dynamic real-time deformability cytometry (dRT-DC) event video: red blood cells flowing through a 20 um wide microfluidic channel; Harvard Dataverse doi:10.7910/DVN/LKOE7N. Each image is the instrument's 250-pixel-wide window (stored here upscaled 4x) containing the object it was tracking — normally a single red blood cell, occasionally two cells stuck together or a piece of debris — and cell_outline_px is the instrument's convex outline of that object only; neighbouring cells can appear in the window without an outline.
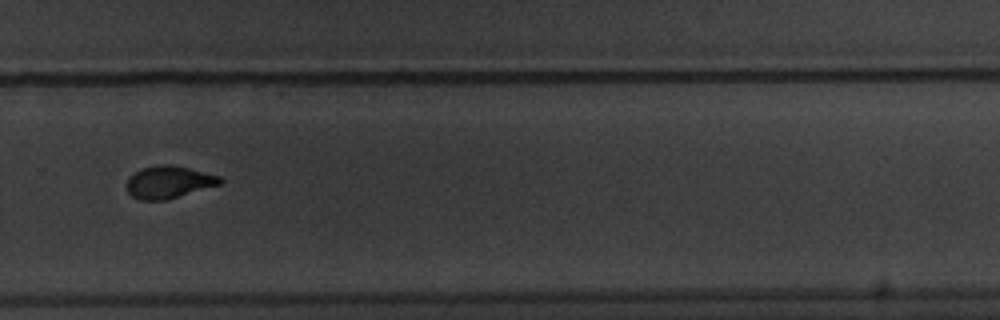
{"species": "common noctule bat (a hibernating species)", "species_latin": "Nyctalus noctula", "temperature_condition": "warm", "stored_images_in_passage": 15, "camera_frame_rate_fps": 3000, "um_per_image_px": 0.085, "animal": {"sex": "male", "body_mass_g": 20.1, "forearm_length_mm": 53.5}, "frame": {"image": 1, "passage_image": 11, "time_ms": 14.667, "image_size_px": [1000, 320], "cell_outline_px": [[224, 180], [220, 184], [164, 200], [140, 200], [132, 196], [128, 192], [128, 176], [140, 168], [168, 164], [188, 168], [220, 176]], "centroid_in_image_um": [14.32, 15.47], "position_along_channel_um": 315.5, "area_um2": 17.28}}
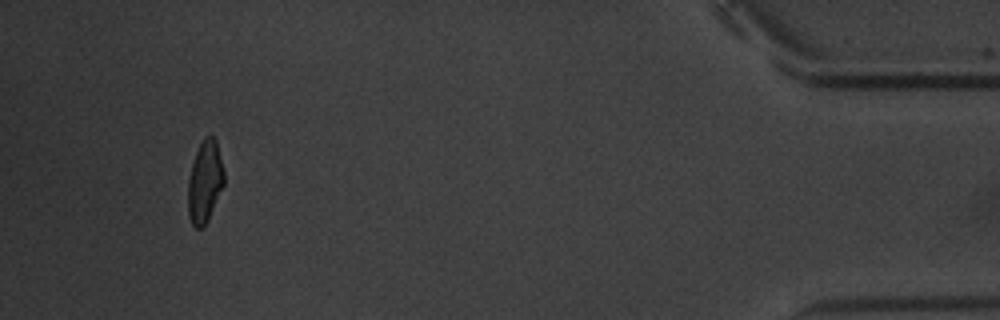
{"frame": {"image": 2, "passage_image": 15, "time_ms": 19.333, "image_size_px": [1000, 320], "cell_outline_px": [[224, 184], [208, 220], [204, 228], [196, 228], [192, 224], [188, 216], [188, 180], [192, 164], [196, 152], [204, 136], [212, 136], [216, 140], [224, 172]], "centroid_in_image_um": [17.41, 15.48], "position_along_channel_um": 417.8, "area_um2": 17.17}, "authors_computed_cell_mechanics": {"area_um2": 18.0336, "velocity_mm_per_s": 3.6004, "shape_relaxation_time_tau1_ms": 5.0355, "shape_relaxation_time_tau2_ms": 1.1751, "deformation_change_tau1": 0.1852, "deformation_change_tau2": 0.0715}}